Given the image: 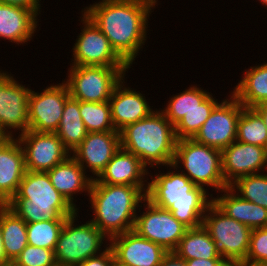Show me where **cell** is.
I'll return each mask as SVG.
<instances>
[{
	"label": "cell",
	"mask_w": 267,
	"mask_h": 266,
	"mask_svg": "<svg viewBox=\"0 0 267 266\" xmlns=\"http://www.w3.org/2000/svg\"><path fill=\"white\" fill-rule=\"evenodd\" d=\"M55 133L70 153L86 137L88 132L80 115L78 100L72 97H69L66 100L62 119L60 120L59 127Z\"/></svg>",
	"instance_id": "83f0119b"
},
{
	"label": "cell",
	"mask_w": 267,
	"mask_h": 266,
	"mask_svg": "<svg viewBox=\"0 0 267 266\" xmlns=\"http://www.w3.org/2000/svg\"><path fill=\"white\" fill-rule=\"evenodd\" d=\"M81 17L83 27L72 48L71 64L73 66L130 67L84 12Z\"/></svg>",
	"instance_id": "9c48e42d"
},
{
	"label": "cell",
	"mask_w": 267,
	"mask_h": 266,
	"mask_svg": "<svg viewBox=\"0 0 267 266\" xmlns=\"http://www.w3.org/2000/svg\"><path fill=\"white\" fill-rule=\"evenodd\" d=\"M147 190L148 186L92 183L88 199L94 217L90 221L109 240L133 230Z\"/></svg>",
	"instance_id": "7a4b0ae2"
},
{
	"label": "cell",
	"mask_w": 267,
	"mask_h": 266,
	"mask_svg": "<svg viewBox=\"0 0 267 266\" xmlns=\"http://www.w3.org/2000/svg\"><path fill=\"white\" fill-rule=\"evenodd\" d=\"M121 148L138 156L150 168L173 163L177 138L174 125L161 108L120 131Z\"/></svg>",
	"instance_id": "3957f363"
},
{
	"label": "cell",
	"mask_w": 267,
	"mask_h": 266,
	"mask_svg": "<svg viewBox=\"0 0 267 266\" xmlns=\"http://www.w3.org/2000/svg\"><path fill=\"white\" fill-rule=\"evenodd\" d=\"M78 212L68 217L60 232L54 256L59 266H77L82 261L100 254L109 239L91 222L78 225ZM76 224V225H75ZM106 240V241H104Z\"/></svg>",
	"instance_id": "8992f818"
},
{
	"label": "cell",
	"mask_w": 267,
	"mask_h": 266,
	"mask_svg": "<svg viewBox=\"0 0 267 266\" xmlns=\"http://www.w3.org/2000/svg\"><path fill=\"white\" fill-rule=\"evenodd\" d=\"M121 147L120 132H88L83 141L71 152V156L93 179L106 168L107 163ZM95 176V177H94Z\"/></svg>",
	"instance_id": "e0dca14e"
},
{
	"label": "cell",
	"mask_w": 267,
	"mask_h": 266,
	"mask_svg": "<svg viewBox=\"0 0 267 266\" xmlns=\"http://www.w3.org/2000/svg\"><path fill=\"white\" fill-rule=\"evenodd\" d=\"M231 94L247 108L267 100V63L251 66L243 73Z\"/></svg>",
	"instance_id": "d4e9b609"
},
{
	"label": "cell",
	"mask_w": 267,
	"mask_h": 266,
	"mask_svg": "<svg viewBox=\"0 0 267 266\" xmlns=\"http://www.w3.org/2000/svg\"><path fill=\"white\" fill-rule=\"evenodd\" d=\"M253 109L261 116L267 129V100L256 105Z\"/></svg>",
	"instance_id": "b9f144b4"
},
{
	"label": "cell",
	"mask_w": 267,
	"mask_h": 266,
	"mask_svg": "<svg viewBox=\"0 0 267 266\" xmlns=\"http://www.w3.org/2000/svg\"><path fill=\"white\" fill-rule=\"evenodd\" d=\"M54 250L27 245L11 266H56Z\"/></svg>",
	"instance_id": "8d00e7d4"
},
{
	"label": "cell",
	"mask_w": 267,
	"mask_h": 266,
	"mask_svg": "<svg viewBox=\"0 0 267 266\" xmlns=\"http://www.w3.org/2000/svg\"><path fill=\"white\" fill-rule=\"evenodd\" d=\"M230 187L243 199L267 209V174L242 176Z\"/></svg>",
	"instance_id": "e575fe53"
},
{
	"label": "cell",
	"mask_w": 267,
	"mask_h": 266,
	"mask_svg": "<svg viewBox=\"0 0 267 266\" xmlns=\"http://www.w3.org/2000/svg\"><path fill=\"white\" fill-rule=\"evenodd\" d=\"M213 202L210 199H182L174 202L168 210L188 228L199 227L203 223V217L208 206Z\"/></svg>",
	"instance_id": "836d02e7"
},
{
	"label": "cell",
	"mask_w": 267,
	"mask_h": 266,
	"mask_svg": "<svg viewBox=\"0 0 267 266\" xmlns=\"http://www.w3.org/2000/svg\"><path fill=\"white\" fill-rule=\"evenodd\" d=\"M160 266H187L184 259L179 258L174 252H168L162 259Z\"/></svg>",
	"instance_id": "ab89813d"
},
{
	"label": "cell",
	"mask_w": 267,
	"mask_h": 266,
	"mask_svg": "<svg viewBox=\"0 0 267 266\" xmlns=\"http://www.w3.org/2000/svg\"><path fill=\"white\" fill-rule=\"evenodd\" d=\"M0 226L5 253L13 263L28 245L26 222L6 204H0Z\"/></svg>",
	"instance_id": "484cf974"
},
{
	"label": "cell",
	"mask_w": 267,
	"mask_h": 266,
	"mask_svg": "<svg viewBox=\"0 0 267 266\" xmlns=\"http://www.w3.org/2000/svg\"><path fill=\"white\" fill-rule=\"evenodd\" d=\"M167 173H160L150 176L146 198L157 207L168 209L174 202L182 199H209L213 194L200 186H196L180 170L169 165ZM174 169L175 171L171 170ZM171 170V171H170ZM210 195V197H209Z\"/></svg>",
	"instance_id": "5bb4252c"
},
{
	"label": "cell",
	"mask_w": 267,
	"mask_h": 266,
	"mask_svg": "<svg viewBox=\"0 0 267 266\" xmlns=\"http://www.w3.org/2000/svg\"><path fill=\"white\" fill-rule=\"evenodd\" d=\"M17 139L23 149L26 171L47 172L71 155L56 133L28 130Z\"/></svg>",
	"instance_id": "4fadbf2b"
},
{
	"label": "cell",
	"mask_w": 267,
	"mask_h": 266,
	"mask_svg": "<svg viewBox=\"0 0 267 266\" xmlns=\"http://www.w3.org/2000/svg\"><path fill=\"white\" fill-rule=\"evenodd\" d=\"M26 172L23 149L15 137L0 138V204H6L18 191Z\"/></svg>",
	"instance_id": "ffe728a7"
},
{
	"label": "cell",
	"mask_w": 267,
	"mask_h": 266,
	"mask_svg": "<svg viewBox=\"0 0 267 266\" xmlns=\"http://www.w3.org/2000/svg\"><path fill=\"white\" fill-rule=\"evenodd\" d=\"M230 96L214 107L193 137L196 142L222 151L236 141L238 119L244 106L232 94Z\"/></svg>",
	"instance_id": "7c38bea8"
},
{
	"label": "cell",
	"mask_w": 267,
	"mask_h": 266,
	"mask_svg": "<svg viewBox=\"0 0 267 266\" xmlns=\"http://www.w3.org/2000/svg\"><path fill=\"white\" fill-rule=\"evenodd\" d=\"M12 262L7 258V255L4 250L1 226H0V266H11Z\"/></svg>",
	"instance_id": "7bdbcfd3"
},
{
	"label": "cell",
	"mask_w": 267,
	"mask_h": 266,
	"mask_svg": "<svg viewBox=\"0 0 267 266\" xmlns=\"http://www.w3.org/2000/svg\"><path fill=\"white\" fill-rule=\"evenodd\" d=\"M112 266H124V265H121V264H119L118 262H116V261L114 260Z\"/></svg>",
	"instance_id": "bcb514c9"
},
{
	"label": "cell",
	"mask_w": 267,
	"mask_h": 266,
	"mask_svg": "<svg viewBox=\"0 0 267 266\" xmlns=\"http://www.w3.org/2000/svg\"><path fill=\"white\" fill-rule=\"evenodd\" d=\"M79 110L87 132L116 131L111 118L109 101H79Z\"/></svg>",
	"instance_id": "4dcf8cb0"
},
{
	"label": "cell",
	"mask_w": 267,
	"mask_h": 266,
	"mask_svg": "<svg viewBox=\"0 0 267 266\" xmlns=\"http://www.w3.org/2000/svg\"><path fill=\"white\" fill-rule=\"evenodd\" d=\"M43 92L29 93V130L55 133L59 127L66 100L70 97L68 87L62 84L47 86Z\"/></svg>",
	"instance_id": "9a60e30c"
},
{
	"label": "cell",
	"mask_w": 267,
	"mask_h": 266,
	"mask_svg": "<svg viewBox=\"0 0 267 266\" xmlns=\"http://www.w3.org/2000/svg\"><path fill=\"white\" fill-rule=\"evenodd\" d=\"M236 140L267 148V129L261 116L253 109L244 107L238 119Z\"/></svg>",
	"instance_id": "f546056e"
},
{
	"label": "cell",
	"mask_w": 267,
	"mask_h": 266,
	"mask_svg": "<svg viewBox=\"0 0 267 266\" xmlns=\"http://www.w3.org/2000/svg\"><path fill=\"white\" fill-rule=\"evenodd\" d=\"M172 165L180 168L196 186L207 191V187L214 188L216 192L228 187L222 173L221 151L193 138L177 140Z\"/></svg>",
	"instance_id": "5b68a950"
},
{
	"label": "cell",
	"mask_w": 267,
	"mask_h": 266,
	"mask_svg": "<svg viewBox=\"0 0 267 266\" xmlns=\"http://www.w3.org/2000/svg\"><path fill=\"white\" fill-rule=\"evenodd\" d=\"M224 259H190L185 260L187 266H219Z\"/></svg>",
	"instance_id": "60d3db41"
},
{
	"label": "cell",
	"mask_w": 267,
	"mask_h": 266,
	"mask_svg": "<svg viewBox=\"0 0 267 266\" xmlns=\"http://www.w3.org/2000/svg\"><path fill=\"white\" fill-rule=\"evenodd\" d=\"M47 173L55 189L78 211L74 203V195L84 192L89 196L93 182L92 176L87 175V172L71 155Z\"/></svg>",
	"instance_id": "7402d4cb"
},
{
	"label": "cell",
	"mask_w": 267,
	"mask_h": 266,
	"mask_svg": "<svg viewBox=\"0 0 267 266\" xmlns=\"http://www.w3.org/2000/svg\"><path fill=\"white\" fill-rule=\"evenodd\" d=\"M0 69V137H14L15 131L23 134L29 130L30 88Z\"/></svg>",
	"instance_id": "30bf717a"
},
{
	"label": "cell",
	"mask_w": 267,
	"mask_h": 266,
	"mask_svg": "<svg viewBox=\"0 0 267 266\" xmlns=\"http://www.w3.org/2000/svg\"><path fill=\"white\" fill-rule=\"evenodd\" d=\"M258 1H260L264 5V7H267V0H258Z\"/></svg>",
	"instance_id": "f6af8a7d"
},
{
	"label": "cell",
	"mask_w": 267,
	"mask_h": 266,
	"mask_svg": "<svg viewBox=\"0 0 267 266\" xmlns=\"http://www.w3.org/2000/svg\"><path fill=\"white\" fill-rule=\"evenodd\" d=\"M63 82L70 97L78 101H109L116 85L126 76L131 67L73 66Z\"/></svg>",
	"instance_id": "52a82bcc"
},
{
	"label": "cell",
	"mask_w": 267,
	"mask_h": 266,
	"mask_svg": "<svg viewBox=\"0 0 267 266\" xmlns=\"http://www.w3.org/2000/svg\"><path fill=\"white\" fill-rule=\"evenodd\" d=\"M219 192L220 197L219 194L217 198L212 197L213 203L228 217L251 229L267 227V209L243 199L230 186Z\"/></svg>",
	"instance_id": "cb8c5ba5"
},
{
	"label": "cell",
	"mask_w": 267,
	"mask_h": 266,
	"mask_svg": "<svg viewBox=\"0 0 267 266\" xmlns=\"http://www.w3.org/2000/svg\"><path fill=\"white\" fill-rule=\"evenodd\" d=\"M220 103L213 98L212 93L198 106L186 113L183 118L174 126L177 140L193 138L201 126L210 116L214 107Z\"/></svg>",
	"instance_id": "d6a6232c"
},
{
	"label": "cell",
	"mask_w": 267,
	"mask_h": 266,
	"mask_svg": "<svg viewBox=\"0 0 267 266\" xmlns=\"http://www.w3.org/2000/svg\"><path fill=\"white\" fill-rule=\"evenodd\" d=\"M202 225L208 230L224 260H246L251 228L228 217L213 202L204 214Z\"/></svg>",
	"instance_id": "ba28073f"
},
{
	"label": "cell",
	"mask_w": 267,
	"mask_h": 266,
	"mask_svg": "<svg viewBox=\"0 0 267 266\" xmlns=\"http://www.w3.org/2000/svg\"><path fill=\"white\" fill-rule=\"evenodd\" d=\"M125 80L123 77L116 85L109 99L112 122L118 132L127 125L146 118L154 111L144 94L124 86Z\"/></svg>",
	"instance_id": "d6986e66"
},
{
	"label": "cell",
	"mask_w": 267,
	"mask_h": 266,
	"mask_svg": "<svg viewBox=\"0 0 267 266\" xmlns=\"http://www.w3.org/2000/svg\"><path fill=\"white\" fill-rule=\"evenodd\" d=\"M149 172L151 171H148L138 156L120 147L107 163L106 168L97 178L93 179L92 183L148 186L147 176L151 175Z\"/></svg>",
	"instance_id": "44dd1931"
},
{
	"label": "cell",
	"mask_w": 267,
	"mask_h": 266,
	"mask_svg": "<svg viewBox=\"0 0 267 266\" xmlns=\"http://www.w3.org/2000/svg\"><path fill=\"white\" fill-rule=\"evenodd\" d=\"M154 0H100L82 9L131 67L147 40Z\"/></svg>",
	"instance_id": "6da1fadb"
},
{
	"label": "cell",
	"mask_w": 267,
	"mask_h": 266,
	"mask_svg": "<svg viewBox=\"0 0 267 266\" xmlns=\"http://www.w3.org/2000/svg\"><path fill=\"white\" fill-rule=\"evenodd\" d=\"M38 16L30 9L0 3V38L11 43H28L36 33Z\"/></svg>",
	"instance_id": "603a6c76"
},
{
	"label": "cell",
	"mask_w": 267,
	"mask_h": 266,
	"mask_svg": "<svg viewBox=\"0 0 267 266\" xmlns=\"http://www.w3.org/2000/svg\"><path fill=\"white\" fill-rule=\"evenodd\" d=\"M221 162L225 183L230 186L242 176L267 172V148L236 140L221 151Z\"/></svg>",
	"instance_id": "2e32d148"
},
{
	"label": "cell",
	"mask_w": 267,
	"mask_h": 266,
	"mask_svg": "<svg viewBox=\"0 0 267 266\" xmlns=\"http://www.w3.org/2000/svg\"><path fill=\"white\" fill-rule=\"evenodd\" d=\"M219 266H247L243 261L224 260Z\"/></svg>",
	"instance_id": "ee69618b"
},
{
	"label": "cell",
	"mask_w": 267,
	"mask_h": 266,
	"mask_svg": "<svg viewBox=\"0 0 267 266\" xmlns=\"http://www.w3.org/2000/svg\"><path fill=\"white\" fill-rule=\"evenodd\" d=\"M244 263L247 266H267V227L252 229Z\"/></svg>",
	"instance_id": "d590c367"
},
{
	"label": "cell",
	"mask_w": 267,
	"mask_h": 266,
	"mask_svg": "<svg viewBox=\"0 0 267 266\" xmlns=\"http://www.w3.org/2000/svg\"><path fill=\"white\" fill-rule=\"evenodd\" d=\"M6 205L26 223L67 219L77 212L55 189L47 172L26 171Z\"/></svg>",
	"instance_id": "277c9868"
},
{
	"label": "cell",
	"mask_w": 267,
	"mask_h": 266,
	"mask_svg": "<svg viewBox=\"0 0 267 266\" xmlns=\"http://www.w3.org/2000/svg\"><path fill=\"white\" fill-rule=\"evenodd\" d=\"M115 261L124 266H160L168 253L162 246L139 236L134 230L109 240Z\"/></svg>",
	"instance_id": "ac0fdd59"
},
{
	"label": "cell",
	"mask_w": 267,
	"mask_h": 266,
	"mask_svg": "<svg viewBox=\"0 0 267 266\" xmlns=\"http://www.w3.org/2000/svg\"><path fill=\"white\" fill-rule=\"evenodd\" d=\"M109 244H106L105 250L96 256H92L82 261L77 266H112L115 257Z\"/></svg>",
	"instance_id": "74e56055"
},
{
	"label": "cell",
	"mask_w": 267,
	"mask_h": 266,
	"mask_svg": "<svg viewBox=\"0 0 267 266\" xmlns=\"http://www.w3.org/2000/svg\"><path fill=\"white\" fill-rule=\"evenodd\" d=\"M67 219H51L26 223L29 245L55 250L60 232Z\"/></svg>",
	"instance_id": "1f68e13d"
},
{
	"label": "cell",
	"mask_w": 267,
	"mask_h": 266,
	"mask_svg": "<svg viewBox=\"0 0 267 266\" xmlns=\"http://www.w3.org/2000/svg\"><path fill=\"white\" fill-rule=\"evenodd\" d=\"M179 258L223 259L208 230L203 226L189 228L173 251Z\"/></svg>",
	"instance_id": "4316f807"
},
{
	"label": "cell",
	"mask_w": 267,
	"mask_h": 266,
	"mask_svg": "<svg viewBox=\"0 0 267 266\" xmlns=\"http://www.w3.org/2000/svg\"><path fill=\"white\" fill-rule=\"evenodd\" d=\"M41 0H0V3L14 5L32 10L37 16L41 11Z\"/></svg>",
	"instance_id": "f35d334b"
},
{
	"label": "cell",
	"mask_w": 267,
	"mask_h": 266,
	"mask_svg": "<svg viewBox=\"0 0 267 266\" xmlns=\"http://www.w3.org/2000/svg\"><path fill=\"white\" fill-rule=\"evenodd\" d=\"M189 88V89H188ZM176 95L170 97L166 107L161 110L165 117L175 126L183 116L198 106L210 95L196 85H192Z\"/></svg>",
	"instance_id": "f1b7e54d"
},
{
	"label": "cell",
	"mask_w": 267,
	"mask_h": 266,
	"mask_svg": "<svg viewBox=\"0 0 267 266\" xmlns=\"http://www.w3.org/2000/svg\"><path fill=\"white\" fill-rule=\"evenodd\" d=\"M145 212L136 215L133 230L141 237L173 252L189 229L179 222L168 209L157 207L147 198L143 200Z\"/></svg>",
	"instance_id": "8fae6325"
}]
</instances>
